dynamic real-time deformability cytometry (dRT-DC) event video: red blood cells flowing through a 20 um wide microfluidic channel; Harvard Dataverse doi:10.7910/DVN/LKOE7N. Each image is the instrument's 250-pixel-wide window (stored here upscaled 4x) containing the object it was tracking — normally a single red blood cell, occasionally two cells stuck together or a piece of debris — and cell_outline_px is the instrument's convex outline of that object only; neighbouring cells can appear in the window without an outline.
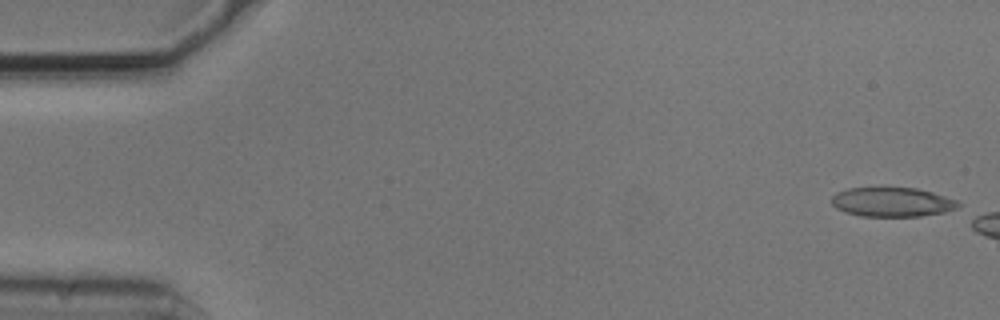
{"species": "common noctule bat (a hibernating species)", "species_latin": "Nyctalus noctula", "temperature_condition": "cold", "stored_images_in_passage": 6, "camera_frame_rate_fps": 3000, "um_per_image_px": 0.085, "animal": {"sex": "male", "body_mass_g": 20.5, "forearm_length_mm": 52.5}, "frame": {"image": 1, "passage_image": 1, "time_ms": 0.0, "image_size_px": [1000, 320], "cell_outline_px": [[964, 208], [944, 212], [920, 216], [860, 216], [844, 212], [836, 208], [832, 204], [832, 196], [836, 192], [848, 188], [916, 188], [932, 192], [956, 200], [964, 204]], "centroid_in_image_um": [75.88, 17.18], "position_along_channel_um": 9.1, "area_um2": 21.85}}